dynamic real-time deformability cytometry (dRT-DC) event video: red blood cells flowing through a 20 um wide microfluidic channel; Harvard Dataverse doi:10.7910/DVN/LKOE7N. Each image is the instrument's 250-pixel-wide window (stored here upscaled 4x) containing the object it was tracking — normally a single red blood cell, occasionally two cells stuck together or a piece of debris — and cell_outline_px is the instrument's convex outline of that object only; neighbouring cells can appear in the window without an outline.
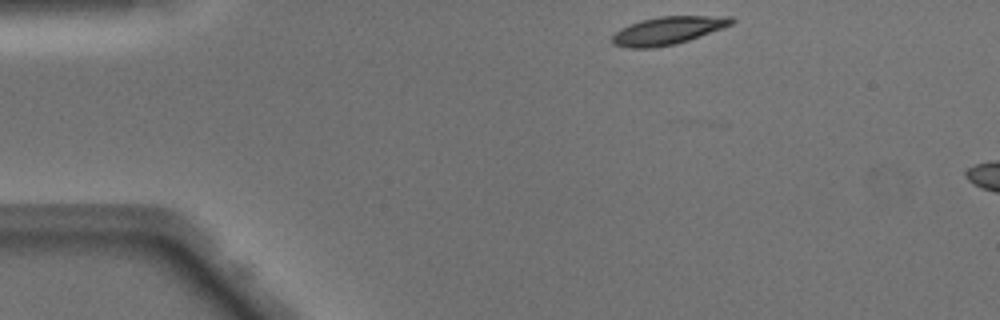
{"species": "Egyptian fruit bat (a non-hibernating species)", "species_latin": "Rousettus aegyptiacus", "temperature_condition": "warm", "stored_images_in_passage": 5, "camera_frame_rate_fps": 3000, "um_per_image_px": 0.085, "animal": {"sex": "male"}, "frame": {"image": 1, "passage_image": 1, "time_ms": 0.0, "image_size_px": [1000, 320], "cell_outline_px": [[736, 20], [732, 24], [688, 40], [676, 44], [652, 48], [628, 48], [612, 44], [612, 36], [620, 28], [640, 20], [660, 16], [732, 16]], "centroid_in_image_um": [56.74, 2.59], "position_along_channel_um": 28.3, "area_um2": 19.31}}